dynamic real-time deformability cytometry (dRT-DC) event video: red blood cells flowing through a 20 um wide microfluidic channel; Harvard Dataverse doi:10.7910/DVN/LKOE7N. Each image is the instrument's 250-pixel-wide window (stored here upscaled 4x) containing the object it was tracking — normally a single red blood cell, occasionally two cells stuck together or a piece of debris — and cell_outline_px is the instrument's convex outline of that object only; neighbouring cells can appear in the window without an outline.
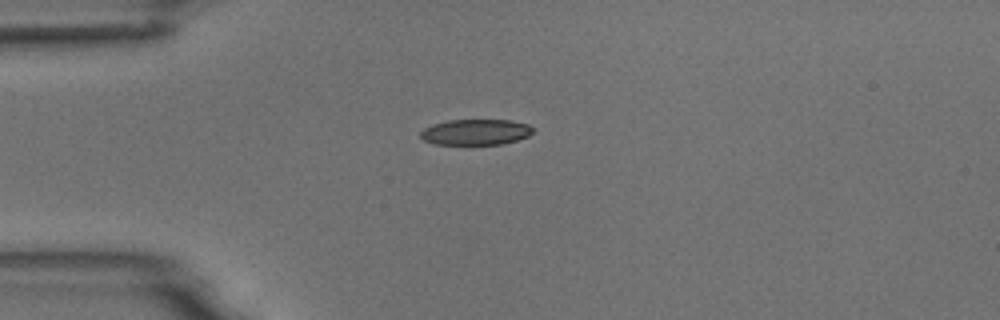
{"species": "common noctule bat (a hibernating species)", "species_latin": "Nyctalus noctula", "temperature_condition": "room temperature", "stored_images_in_passage": 3, "camera_frame_rate_fps": 3000, "um_per_image_px": 0.085, "animal": {"sex": "male", "body_mass_g": 18.8}, "frame": {"image": 1, "passage_image": 1, "time_ms": 0.0, "image_size_px": [1000, 320], "cell_outline_px": [[536, 128], [528, 136], [516, 140], [500, 144], [436, 144], [424, 140], [420, 136], [420, 132], [424, 128], [432, 124], [448, 120], [512, 120], [528, 124]], "centroid_in_image_um": [40.45, 11.21], "position_along_channel_um": 44.6, "area_um2": 16.88}}
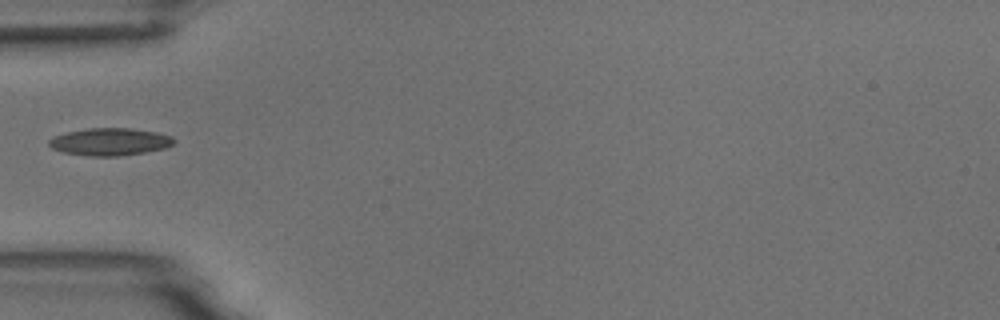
{"frame": {"image": 2, "passage_image": 2, "time_ms": 1.333, "image_size_px": [1000, 320], "cell_outline_px": [[176, 140], [172, 144], [164, 148], [144, 152], [116, 156], [88, 156], [64, 152], [52, 148], [48, 144], [48, 140], [52, 136], [64, 132], [88, 128], [132, 128], [156, 132], [172, 136]], "centroid_in_image_um": [9.3, 12.04], "position_along_channel_um": 75.7, "area_um2": 20.0}}